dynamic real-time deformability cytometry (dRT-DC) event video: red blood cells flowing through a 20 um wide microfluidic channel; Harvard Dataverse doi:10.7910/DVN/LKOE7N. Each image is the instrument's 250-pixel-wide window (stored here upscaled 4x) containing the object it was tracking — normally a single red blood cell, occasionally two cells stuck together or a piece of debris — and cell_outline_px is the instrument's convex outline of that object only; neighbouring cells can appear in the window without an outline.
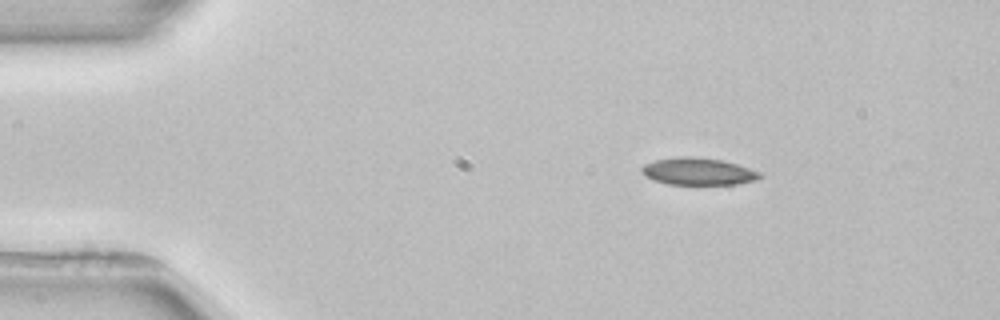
{"species": "common noctule bat (a hibernating species)", "species_latin": "Nyctalus noctula", "temperature_condition": "room temperature", "stored_images_in_passage": 3, "camera_frame_rate_fps": 3000, "um_per_image_px": 0.085, "animal": {"sex": "female", "body_mass_g": 22.7, "forearm_length_mm": 54.2}, "frame": {"image": 1, "passage_image": 1, "time_ms": 0.0, "image_size_px": [1000, 320], "cell_outline_px": [[764, 176], [756, 180], [736, 184], [668, 184], [652, 180], [644, 176], [640, 172], [640, 168], [644, 164], [656, 160], [680, 156], [692, 156], [720, 160], [736, 164], [760, 172]], "centroid_in_image_um": [59.3, 14.57], "position_along_channel_um": 25.7, "area_um2": 18.73}}
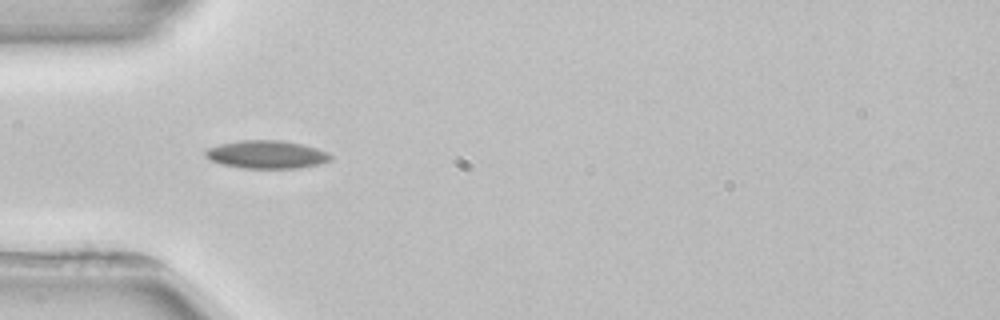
{"frame": {"image": 2, "passage_image": 3, "time_ms": 2.667, "image_size_px": [1000, 320], "cell_outline_px": [[332, 160], [316, 164], [296, 168], [244, 168], [220, 164], [204, 156], [204, 152], [208, 148], [220, 144], [244, 140], [280, 140], [304, 144], [328, 152], [332, 156]], "centroid_in_image_um": [22.66, 13.13], "position_along_channel_um": 62.3, "area_um2": 20.35}}